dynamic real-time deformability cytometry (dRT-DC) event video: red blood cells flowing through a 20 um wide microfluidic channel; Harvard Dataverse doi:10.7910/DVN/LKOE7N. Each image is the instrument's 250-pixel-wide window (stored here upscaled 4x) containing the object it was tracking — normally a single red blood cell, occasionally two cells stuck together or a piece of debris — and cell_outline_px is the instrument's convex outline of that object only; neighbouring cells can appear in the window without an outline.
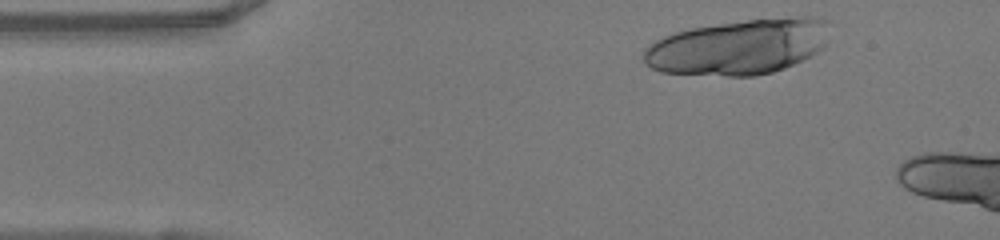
{"species": "human", "species_latin": "Homo sapiens", "temperature_condition": "warm", "stored_images_in_passage": 10, "camera_frame_rate_fps": 3000, "um_per_image_px": 0.085, "donor": {"sex": "female"}, "frame": {"image": 1, "passage_image": 2, "time_ms": 0.333, "image_size_px": [1000, 240], "cell_outline_px": [[828, 20], [824, 48], [784, 68], [772, 72], [756, 76], [728, 76], [660, 72], [644, 64], [644, 48], [656, 40], [664, 36], [676, 32], [692, 28], [748, 20], [800, 16], [812, 16]], "centroid_in_image_um": [62.76, 3.99], "position_along_channel_um": 22.2, "area_um2": 59.59}}